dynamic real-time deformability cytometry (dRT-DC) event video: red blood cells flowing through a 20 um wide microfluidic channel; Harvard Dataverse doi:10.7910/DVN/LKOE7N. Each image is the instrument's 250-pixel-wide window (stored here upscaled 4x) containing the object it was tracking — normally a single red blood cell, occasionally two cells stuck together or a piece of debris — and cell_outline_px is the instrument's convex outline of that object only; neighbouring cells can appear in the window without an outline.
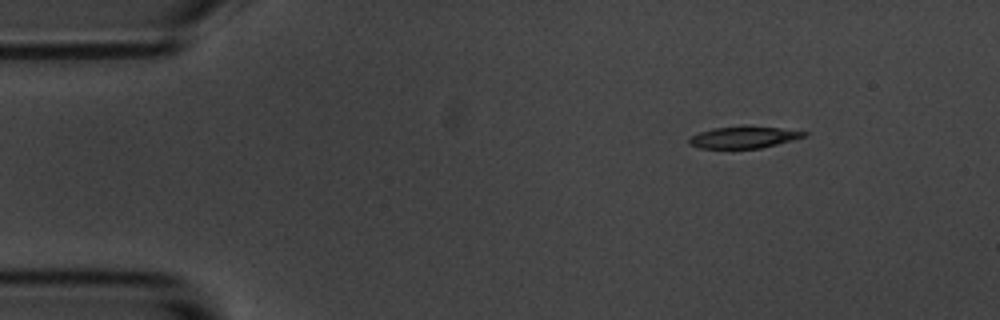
{"species": "common noctule bat (a hibernating species)", "species_latin": "Nyctalus noctula", "temperature_condition": "room temperature", "stored_images_in_passage": 8, "camera_frame_rate_fps": 3000, "um_per_image_px": 0.085, "animal": {"sex": "male", "body_mass_g": 20.1, "forearm_length_mm": 53.5}, "frame": {"image": 1, "passage_image": 2, "time_ms": 1.0, "image_size_px": [1000, 320], "cell_outline_px": [[808, 136], [760, 148], [700, 148], [688, 144], [688, 136], [712, 128], [740, 124], [748, 124], [780, 128], [808, 132]], "centroid_in_image_um": [63.19, 11.63], "position_along_channel_um": 21.8, "area_um2": 15.09}}
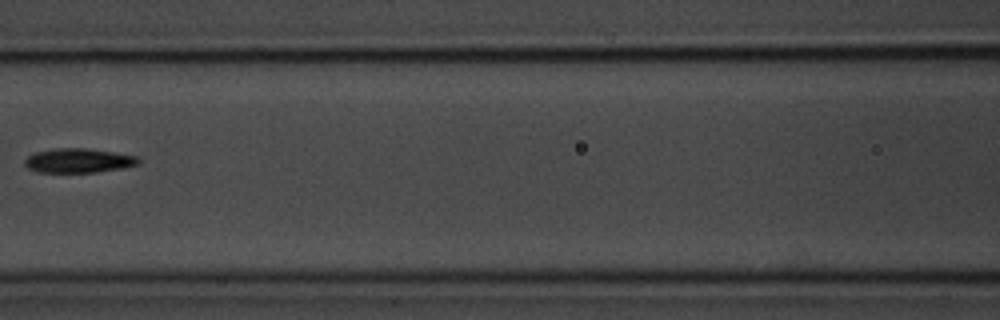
{"frame": {"image": 2, "passage_image": 7, "time_ms": 7.0, "image_size_px": [1000, 320], "cell_outline_px": [[140, 164], [120, 168], [96, 172], [36, 172], [28, 168], [24, 164], [24, 160], [28, 156], [36, 152], [56, 148], [88, 148], [140, 156]], "centroid_in_image_um": [6.69, 13.64], "position_along_channel_um": 159.9, "area_um2": 16.18}}
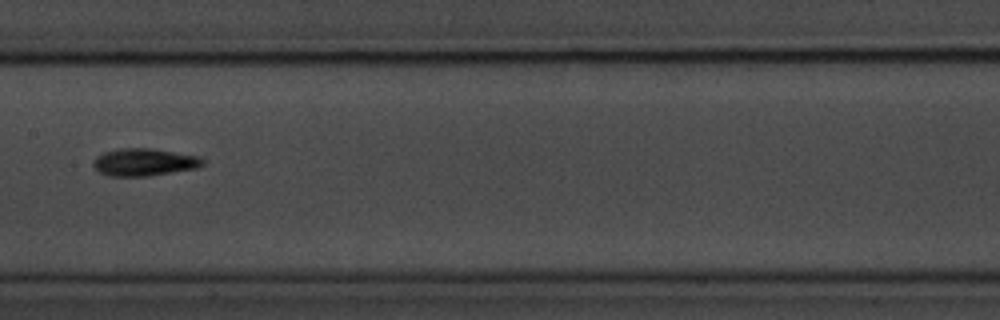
{"frame": {"image": 3, "passage_image": 8, "time_ms": 8.0, "image_size_px": [1000, 320], "cell_outline_px": [[204, 164], [196, 168], [148, 176], [108, 176], [100, 172], [92, 164], [92, 160], [96, 156], [104, 152], [116, 148], [152, 148], [200, 156], [204, 160]], "centroid_in_image_um": [12.24, 13.77], "position_along_channel_um": 195.2, "area_um2": 17.63}}